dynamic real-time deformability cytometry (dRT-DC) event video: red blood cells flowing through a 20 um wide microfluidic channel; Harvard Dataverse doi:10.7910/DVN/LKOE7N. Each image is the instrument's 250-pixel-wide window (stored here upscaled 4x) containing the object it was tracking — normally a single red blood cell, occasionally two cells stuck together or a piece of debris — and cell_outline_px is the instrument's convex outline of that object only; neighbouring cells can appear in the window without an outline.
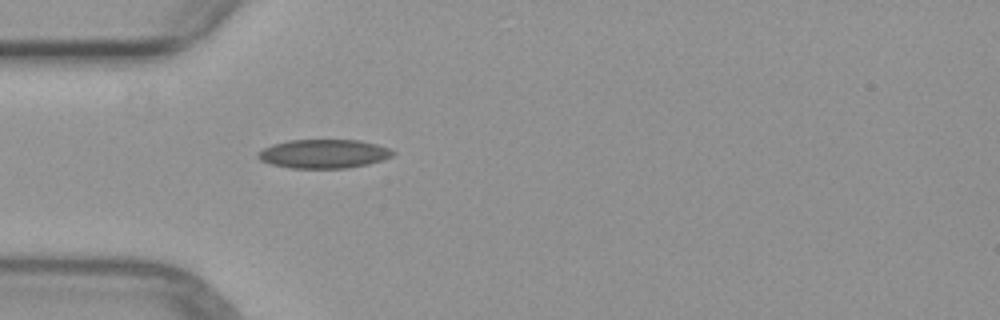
{"species": "common noctule bat (a hibernating species)", "species_latin": "Nyctalus noctula", "temperature_condition": "warm", "stored_images_in_passage": 1, "camera_frame_rate_fps": 3000, "um_per_image_px": 0.085, "animal": {"sex": "female", "body_mass_g": 29.2, "forearm_length_mm": 56.3}, "frame": {"image": 1, "passage_image": 1, "time_ms": 0.0, "image_size_px": [1000, 320], "cell_outline_px": [[396, 152], [392, 156], [368, 164], [348, 168], [292, 168], [272, 164], [260, 160], [256, 156], [264, 148], [272, 144], [288, 140], [360, 140], [376, 144], [388, 148]], "centroid_in_image_um": [27.52, 13.07], "position_along_channel_um": 57.5, "area_um2": 22.54}}